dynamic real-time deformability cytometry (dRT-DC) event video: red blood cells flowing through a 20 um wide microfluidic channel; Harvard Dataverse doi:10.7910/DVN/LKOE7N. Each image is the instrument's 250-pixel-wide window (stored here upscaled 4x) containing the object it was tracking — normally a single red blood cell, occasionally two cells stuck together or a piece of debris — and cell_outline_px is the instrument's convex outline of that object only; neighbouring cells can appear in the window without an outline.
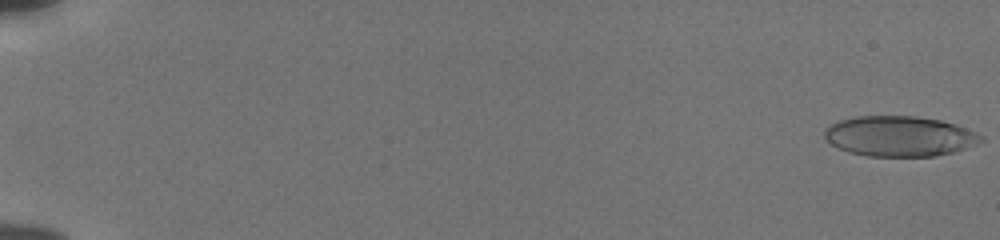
{"species": "human", "species_latin": "Homo sapiens", "temperature_condition": "cold", "stored_images_in_passage": 55, "camera_frame_rate_fps": 3000, "um_per_image_px": 0.085, "donor": {"sex": "male"}, "frame": {"image": 1, "passage_image": 1, "time_ms": 0.0, "image_size_px": [1000, 240], "cell_outline_px": [[984, 140], [976, 144], [952, 152], [936, 156], [868, 156], [848, 152], [832, 144], [824, 136], [824, 128], [836, 120], [856, 116], [916, 116], [940, 120], [956, 124], [976, 132], [984, 136]], "centroid_in_image_um": [76.44, 11.57], "position_along_channel_um": 8.6, "area_um2": 36.88}}
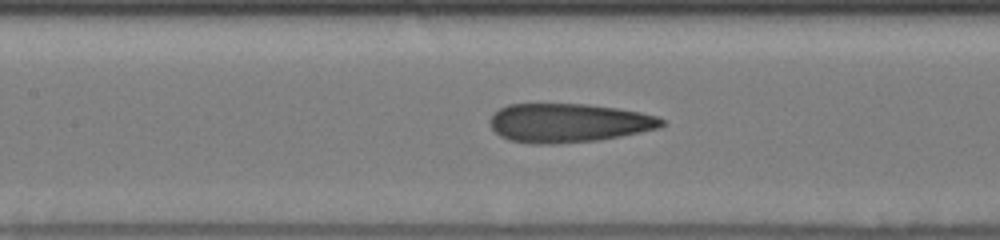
{"frame": {"image": 2, "passage_image": 28, "time_ms": 9.0, "image_size_px": [1000, 240], "cell_outline_px": [[664, 124], [660, 128], [600, 140], [552, 144], [532, 144], [508, 140], [500, 136], [492, 128], [488, 120], [500, 108], [508, 104], [588, 104], [616, 108], [640, 112], [656, 116], [664, 120]], "centroid_in_image_um": [48.31, 10.45], "position_along_channel_um": 159.1, "area_um2": 38.96}}
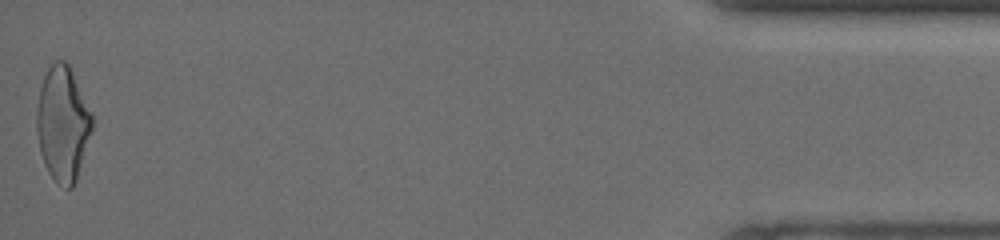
{"frame": {"image": 3, "passage_image": 55, "time_ms": 18.0, "image_size_px": [1000, 240], "cell_outline_px": [[92, 128], [76, 180], [72, 188], [68, 188], [56, 184], [48, 172], [44, 164], [40, 152], [36, 128], [36, 108], [40, 88], [44, 76], [48, 68], [56, 60], [64, 60], [68, 64], [92, 112]], "centroid_in_image_um": [5.31, 10.53], "position_along_channel_um": 429.9, "area_um2": 36.93}, "authors_computed_cell_mechanics": {"area_um2": 38.148, "velocity_mm_per_s": 3.8786, "shape_relaxation_time_tau1_ms": 8.8224, "shape_relaxation_time_tau2_ms": 1.4201, "deformation_change_tau1": 0.2353, "deformation_change_tau2": 0.1127}}